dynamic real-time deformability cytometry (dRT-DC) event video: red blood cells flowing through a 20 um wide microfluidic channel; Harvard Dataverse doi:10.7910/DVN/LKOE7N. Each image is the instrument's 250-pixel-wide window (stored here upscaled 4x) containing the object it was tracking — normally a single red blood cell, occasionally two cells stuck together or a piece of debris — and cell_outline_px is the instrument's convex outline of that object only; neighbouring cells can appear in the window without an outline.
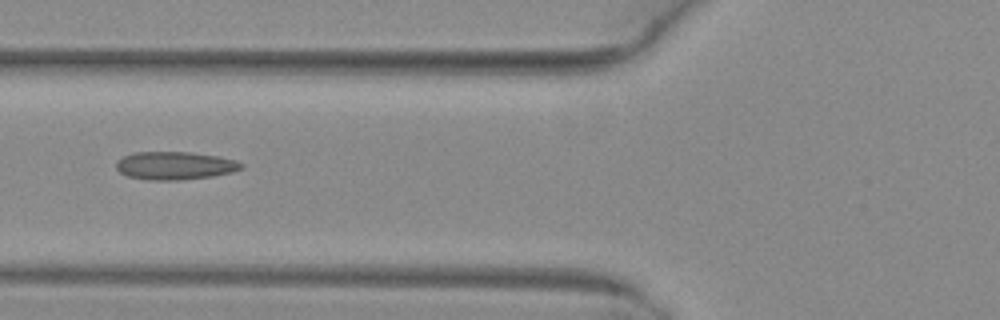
{"species": "common noctule bat (a hibernating species)", "species_latin": "Nyctalus noctula", "temperature_condition": "warm", "stored_images_in_passage": 6, "camera_frame_rate_fps": 3000, "um_per_image_px": 0.085, "animal": {"sex": "female", "body_mass_g": 29.2, "forearm_length_mm": 56.3}, "frame": {"image": 1, "passage_image": 6, "time_ms": 1.667, "image_size_px": [1000, 320], "cell_outline_px": [[244, 168], [232, 172], [212, 176], [180, 180], [148, 180], [128, 176], [120, 172], [116, 168], [116, 160], [124, 156], [136, 152], [192, 152], [216, 156], [236, 160], [244, 164]], "centroid_in_image_um": [14.87, 14.08], "position_along_channel_um": 110.9, "area_um2": 20.46}}